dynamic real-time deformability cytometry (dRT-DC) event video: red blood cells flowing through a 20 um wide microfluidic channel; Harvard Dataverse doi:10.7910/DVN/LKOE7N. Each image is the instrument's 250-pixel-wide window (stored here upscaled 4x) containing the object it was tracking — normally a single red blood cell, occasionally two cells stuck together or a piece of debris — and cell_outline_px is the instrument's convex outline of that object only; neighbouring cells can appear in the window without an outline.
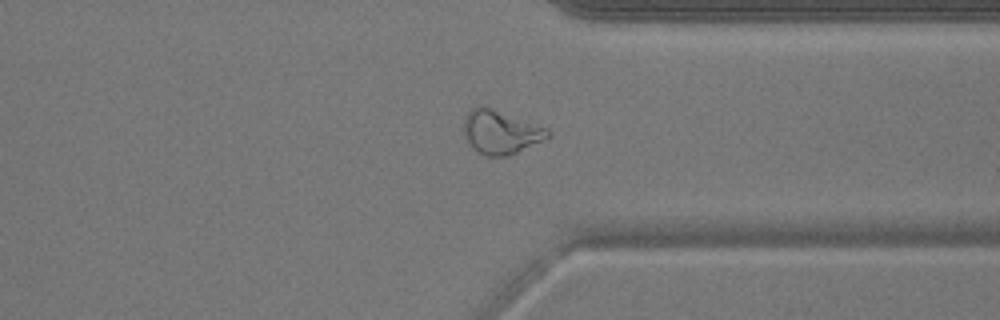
{"species": "common noctule bat (a hibernating species)", "species_latin": "Nyctalus noctula", "temperature_condition": "warm", "stored_images_in_passage": 40, "camera_frame_rate_fps": 3000, "um_per_image_px": 0.085, "animal": {"sex": "male", "body_mass_g": 17.9}, "frame": {"image": 1, "passage_image": 28, "time_ms": 9.0, "image_size_px": [1000, 320], "cell_outline_px": [[552, 136], [544, 140], [516, 152], [504, 156], [488, 156], [472, 148], [464, 140], [464, 116], [472, 108], [480, 104], [492, 108], [548, 128], [552, 132]], "centroid_in_image_um": [42.54, 11.21], "position_along_channel_um": 368.9, "area_um2": 21.5}}
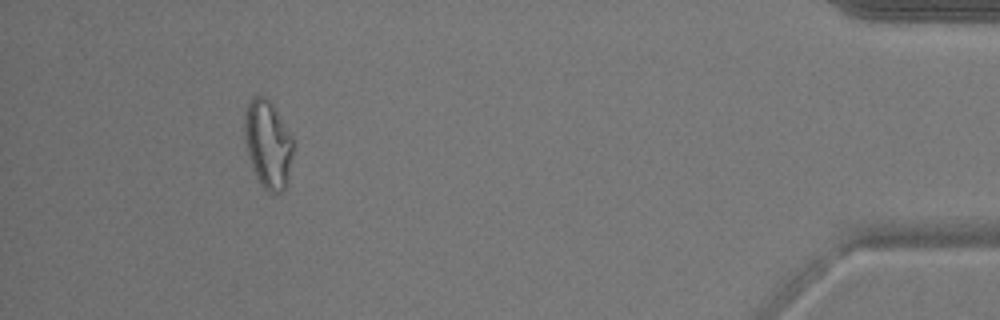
{"frame": {"image": 2, "passage_image": 36, "time_ms": 11.667, "image_size_px": [1000, 320], "cell_outline_px": [[292, 156], [288, 188], [280, 192], [268, 192], [260, 184], [252, 168], [244, 144], [244, 108], [252, 96], [264, 96], [272, 104], [292, 136]], "centroid_in_image_um": [22.75, 12.27], "position_along_channel_um": 412.4, "area_um2": 25.32}, "authors_computed_cell_mechanics": {"area_um2": 18.5827, "velocity_mm_per_s": 3.9158, "shape_relaxation_time_tau1_ms": null, "shape_relaxation_time_tau2_ms": 1.8395, "deformation_change_tau1": null, "deformation_change_tau2": 0.0982}}